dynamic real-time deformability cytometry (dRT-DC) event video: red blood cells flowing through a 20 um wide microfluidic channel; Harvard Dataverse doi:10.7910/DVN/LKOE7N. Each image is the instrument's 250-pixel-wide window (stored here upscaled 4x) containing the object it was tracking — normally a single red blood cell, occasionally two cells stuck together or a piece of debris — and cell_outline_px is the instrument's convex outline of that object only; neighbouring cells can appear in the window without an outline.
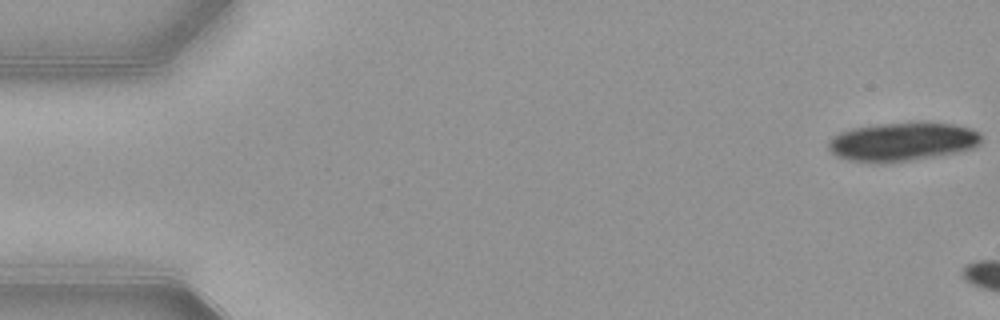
{"species": "common noctule bat (a hibernating species)", "species_latin": "Nyctalus noctula", "temperature_condition": "warm", "stored_images_in_passage": 9, "camera_frame_rate_fps": 3000, "um_per_image_px": 0.085, "animal": {"sex": "female", "body_mass_g": 21.9}, "frame": {"image": 1, "passage_image": 1, "time_ms": 0.0, "image_size_px": [1000, 320], "cell_outline_px": [[980, 144], [972, 148], [956, 152], [912, 160], [880, 164], [876, 164], [848, 160], [836, 156], [828, 152], [828, 144], [840, 132], [852, 128], [880, 124], [912, 120], [924, 120], [952, 124], [968, 128], [976, 132], [980, 136]], "centroid_in_image_um": [76.66, 12.03], "position_along_channel_um": 8.3, "area_um2": 34.97}}